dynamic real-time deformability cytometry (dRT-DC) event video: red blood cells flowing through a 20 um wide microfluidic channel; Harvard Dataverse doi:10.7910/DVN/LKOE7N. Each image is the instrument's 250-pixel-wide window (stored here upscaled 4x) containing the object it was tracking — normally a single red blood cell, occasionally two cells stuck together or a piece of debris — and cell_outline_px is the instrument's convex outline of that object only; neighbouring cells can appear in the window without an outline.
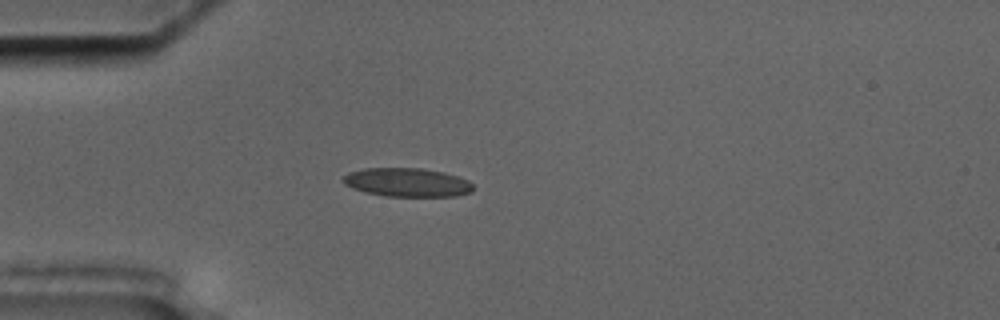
{"species": "common noctule bat (a hibernating species)", "species_latin": "Nyctalus noctula", "temperature_condition": "cold", "stored_images_in_passage": 4, "camera_frame_rate_fps": 3000, "um_per_image_px": 0.085, "animal": {"sex": "male", "body_mass_g": 17.5, "forearm_length_mm": 52.3}, "frame": {"image": 1, "passage_image": 3, "time_ms": 2.333, "image_size_px": [1000, 320], "cell_outline_px": [[472, 192], [456, 196], [388, 196], [364, 192], [352, 188], [344, 184], [340, 180], [348, 172], [364, 168], [420, 168], [444, 172], [460, 176], [468, 180], [472, 184]], "centroid_in_image_um": [34.59, 15.49], "position_along_channel_um": 50.4, "area_um2": 21.91}}